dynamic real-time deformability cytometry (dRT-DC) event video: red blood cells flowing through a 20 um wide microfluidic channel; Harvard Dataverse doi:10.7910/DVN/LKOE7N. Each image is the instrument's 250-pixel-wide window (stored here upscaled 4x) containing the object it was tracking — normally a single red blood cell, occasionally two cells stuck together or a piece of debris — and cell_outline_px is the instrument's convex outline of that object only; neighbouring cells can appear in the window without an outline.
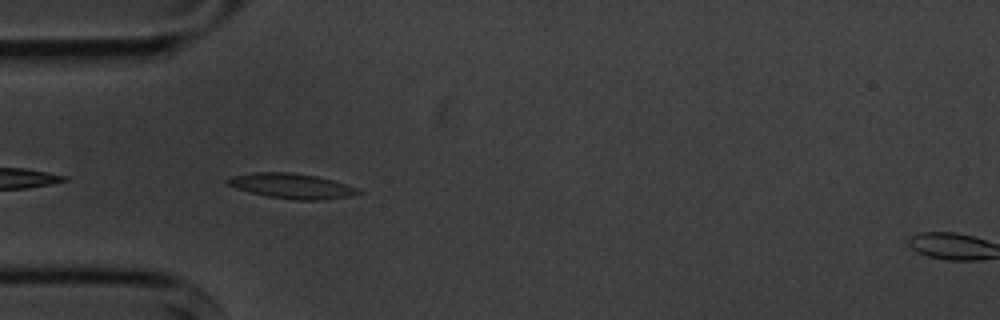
{"species": "common noctule bat (a hibernating species)", "species_latin": "Nyctalus noctula", "temperature_condition": "cold", "stored_images_in_passage": 4, "camera_frame_rate_fps": 3000, "um_per_image_px": 0.085, "animal": {"sex": "male", "body_mass_g": 20.1, "forearm_length_mm": 53.5}, "frame": {"image": 1, "passage_image": 3, "time_ms": 2.333, "image_size_px": [1000, 320], "cell_outline_px": [[360, 192], [348, 196], [320, 200], [296, 200], [268, 196], [248, 192], [236, 188], [228, 184], [224, 180], [232, 176], [256, 172], [288, 172], [316, 176], [332, 180], [356, 188]], "centroid_in_image_um": [24.72, 15.8], "position_along_channel_um": 60.3, "area_um2": 18.73}}
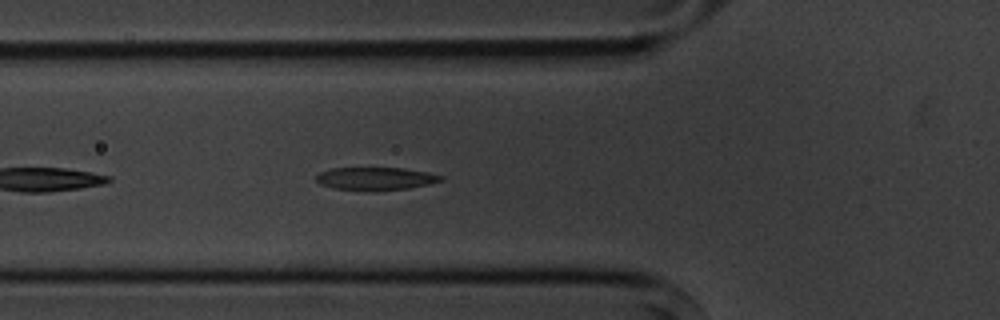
{"frame": {"image": 2, "passage_image": 4, "time_ms": 3.333, "image_size_px": [1000, 320], "cell_outline_px": [[444, 180], [428, 184], [408, 188], [372, 192], [336, 188], [320, 184], [316, 180], [316, 176], [320, 172], [332, 168], [404, 168], [428, 172], [444, 176]], "centroid_in_image_um": [31.95, 15.19], "position_along_channel_um": 93.9, "area_um2": 16.76}}